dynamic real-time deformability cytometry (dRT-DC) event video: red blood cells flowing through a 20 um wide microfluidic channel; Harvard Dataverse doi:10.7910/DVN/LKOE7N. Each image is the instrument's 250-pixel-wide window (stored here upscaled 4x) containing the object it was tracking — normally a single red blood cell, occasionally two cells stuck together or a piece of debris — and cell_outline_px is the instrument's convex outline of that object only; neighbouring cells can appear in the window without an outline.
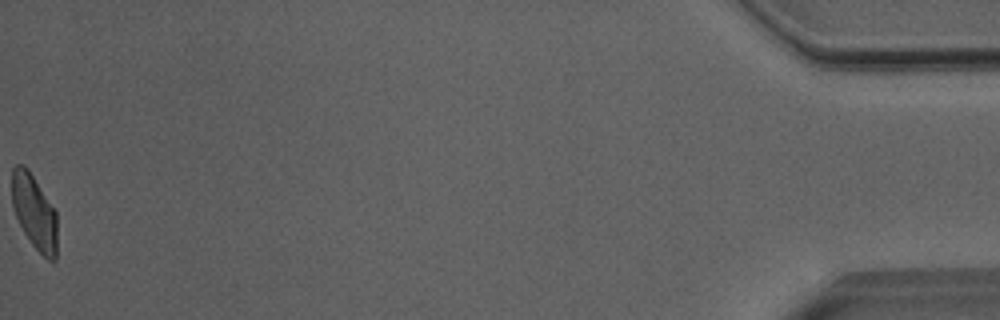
{"species": "Egyptian fruit bat (a non-hibernating species)", "species_latin": "Rousettus aegyptiacus", "temperature_condition": "room temperature", "stored_images_in_passage": 52, "camera_frame_rate_fps": 3000, "um_per_image_px": 0.085, "animal": {"sex": "male"}, "frame": {"image": 1, "passage_image": 52, "time_ms": 17.0, "image_size_px": [1000, 320], "cell_outline_px": [[56, 260], [48, 260], [32, 244], [24, 232], [16, 216], [12, 204], [12, 168], [16, 164], [24, 164], [28, 168], [56, 212]], "centroid_in_image_um": [2.9, 17.99], "position_along_channel_um": 432.3, "area_um2": 19.42}, "authors_computed_cell_mechanics": {"area_um2": 21.4438, "velocity_mm_per_s": 4.0308, "shape_relaxation_time_tau1_ms": 9.062, "shape_relaxation_time_tau2_ms": 1.7854, "deformation_change_tau1": 0.1922, "deformation_change_tau2": 0.0818}}